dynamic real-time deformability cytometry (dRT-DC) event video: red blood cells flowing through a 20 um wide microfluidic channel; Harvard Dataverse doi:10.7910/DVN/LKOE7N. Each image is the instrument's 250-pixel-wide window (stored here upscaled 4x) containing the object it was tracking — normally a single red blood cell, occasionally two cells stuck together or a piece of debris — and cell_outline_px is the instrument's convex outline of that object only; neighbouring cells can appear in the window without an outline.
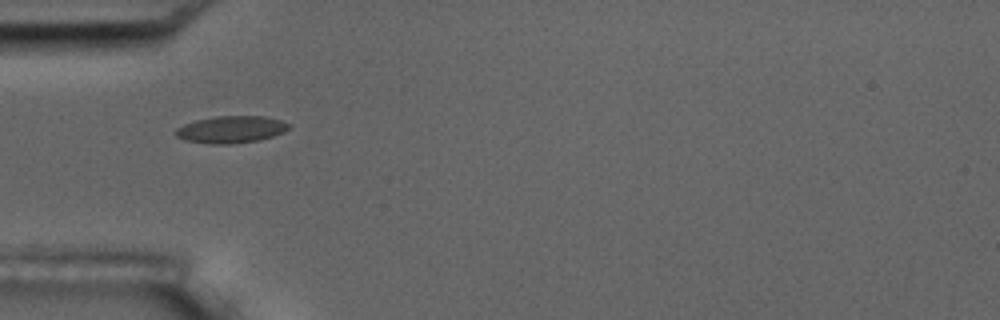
{"species": "common noctule bat (a hibernating species)", "species_latin": "Nyctalus noctula", "temperature_condition": "room temperature", "stored_images_in_passage": 4, "camera_frame_rate_fps": 3000, "um_per_image_px": 0.085, "animal": {"sex": "male", "body_mass_g": 17.5, "forearm_length_mm": 52.3}, "frame": {"image": 1, "passage_image": 3, "time_ms": 2.333, "image_size_px": [1000, 320], "cell_outline_px": [[292, 124], [284, 132], [260, 140], [232, 144], [208, 144], [184, 140], [176, 136], [176, 128], [184, 124], [196, 120], [216, 116], [264, 116], [280, 120]], "centroid_in_image_um": [19.64, 11.01], "position_along_channel_um": 65.4, "area_um2": 17.92}}